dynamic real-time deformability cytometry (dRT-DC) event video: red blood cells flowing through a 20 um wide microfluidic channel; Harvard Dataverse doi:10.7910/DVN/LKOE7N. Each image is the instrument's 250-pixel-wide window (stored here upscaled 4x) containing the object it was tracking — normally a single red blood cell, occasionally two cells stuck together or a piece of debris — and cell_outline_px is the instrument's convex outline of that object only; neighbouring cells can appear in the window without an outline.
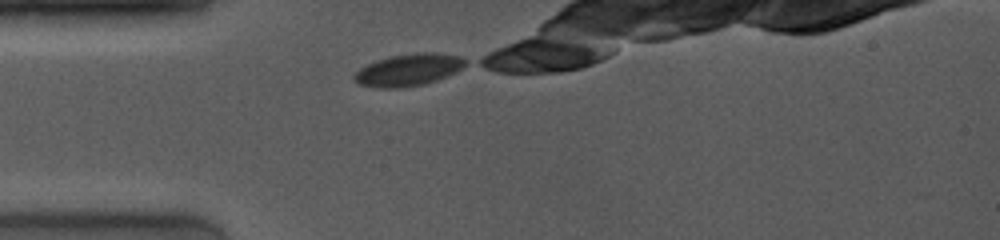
{"species": "common noctule bat (a hibernating species)", "species_latin": "Nyctalus noctula", "temperature_condition": "room temperature", "stored_images_in_passage": 1, "camera_frame_rate_fps": 4000, "um_per_image_px": 0.085, "animal": {"sex": "female", "body_mass_g": 19.0, "forearm_length_mm": 53.3}, "frame": {"image": 1, "passage_image": 1, "time_ms": 0.0, "image_size_px": [1000, 240], "cell_outline_px": [[468, 64], [456, 72], [436, 80], [424, 84], [396, 88], [376, 88], [356, 84], [352, 80], [352, 76], [360, 68], [376, 60], [392, 56], [416, 52], [436, 52], [460, 56], [468, 60]], "centroid_in_image_um": [34.71, 5.94], "position_along_channel_um": 50.3, "area_um2": 21.04}}